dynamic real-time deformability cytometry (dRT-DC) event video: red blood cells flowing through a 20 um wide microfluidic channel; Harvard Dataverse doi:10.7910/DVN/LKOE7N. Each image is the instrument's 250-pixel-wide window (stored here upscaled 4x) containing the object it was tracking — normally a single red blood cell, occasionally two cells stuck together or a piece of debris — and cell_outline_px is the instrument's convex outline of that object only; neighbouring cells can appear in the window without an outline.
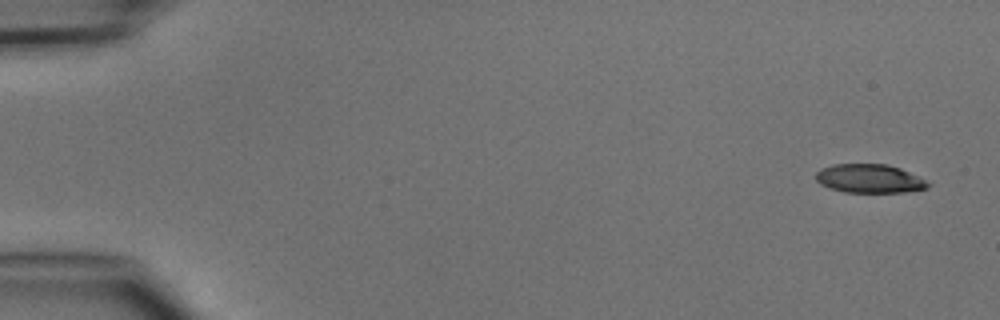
{"species": "common noctule bat (a hibernating species)", "species_latin": "Nyctalus noctula", "temperature_condition": "cold", "stored_images_in_passage": 4, "camera_frame_rate_fps": 3000, "um_per_image_px": 0.085, "animal": {"sex": "male", "body_mass_g": 15.6}, "frame": {"image": 1, "passage_image": 1, "time_ms": 0.0, "image_size_px": [1000, 320], "cell_outline_px": [[932, 184], [928, 188], [904, 192], [844, 192], [820, 184], [816, 180], [816, 172], [820, 168], [832, 164], [888, 164], [900, 168]], "centroid_in_image_um": [73.88, 15.17], "position_along_channel_um": 11.1, "area_um2": 18.67}}
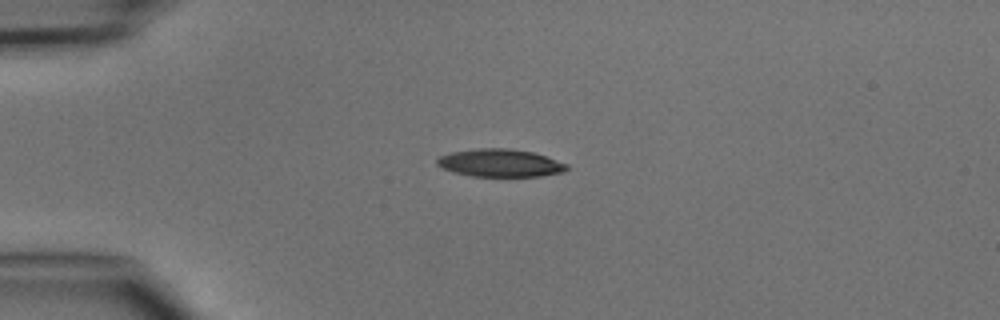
{"frame": {"image": 2, "passage_image": 4, "time_ms": 3.333, "image_size_px": [1000, 320], "cell_outline_px": [[568, 168], [564, 172], [540, 176], [472, 176], [452, 172], [436, 164], [436, 160], [440, 156], [452, 152], [476, 148], [508, 148], [532, 152], [568, 164]], "centroid_in_image_um": [42.5, 13.85], "position_along_channel_um": 42.5, "area_um2": 20.87}}